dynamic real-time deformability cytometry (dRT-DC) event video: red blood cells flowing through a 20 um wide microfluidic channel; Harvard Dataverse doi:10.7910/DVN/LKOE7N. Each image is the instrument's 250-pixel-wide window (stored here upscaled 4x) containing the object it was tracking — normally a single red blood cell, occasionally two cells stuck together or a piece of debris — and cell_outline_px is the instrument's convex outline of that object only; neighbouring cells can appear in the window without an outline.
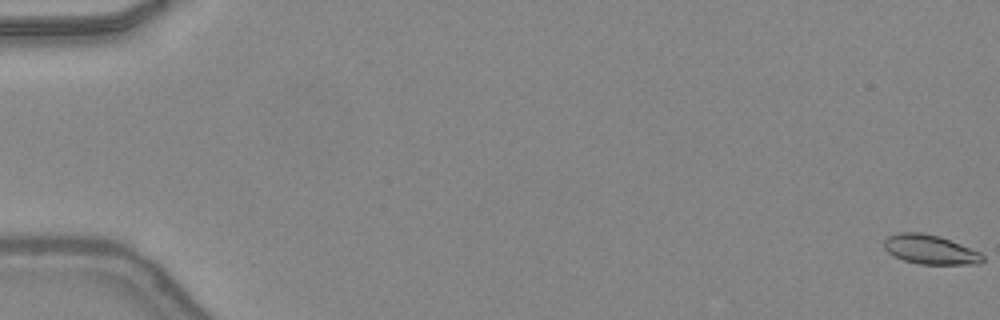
{"species": "common noctule bat (a hibernating species)", "species_latin": "Nyctalus noctula", "temperature_condition": "warm", "stored_images_in_passage": 8, "camera_frame_rate_fps": 3000, "um_per_image_px": 0.085, "animal": {"sex": "female", "body_mass_g": 24.6, "forearm_length_mm": 56.2}, "frame": {"image": 1, "passage_image": 1, "time_ms": 0.0, "image_size_px": [1000, 320], "cell_outline_px": [[984, 260], [980, 264], [920, 264], [904, 260], [892, 256], [884, 248], [884, 240], [888, 236], [896, 232], [920, 232], [940, 236], [980, 252], [984, 256]], "centroid_in_image_um": [79.05, 21.21], "position_along_channel_um": 6.0, "area_um2": 16.94}}